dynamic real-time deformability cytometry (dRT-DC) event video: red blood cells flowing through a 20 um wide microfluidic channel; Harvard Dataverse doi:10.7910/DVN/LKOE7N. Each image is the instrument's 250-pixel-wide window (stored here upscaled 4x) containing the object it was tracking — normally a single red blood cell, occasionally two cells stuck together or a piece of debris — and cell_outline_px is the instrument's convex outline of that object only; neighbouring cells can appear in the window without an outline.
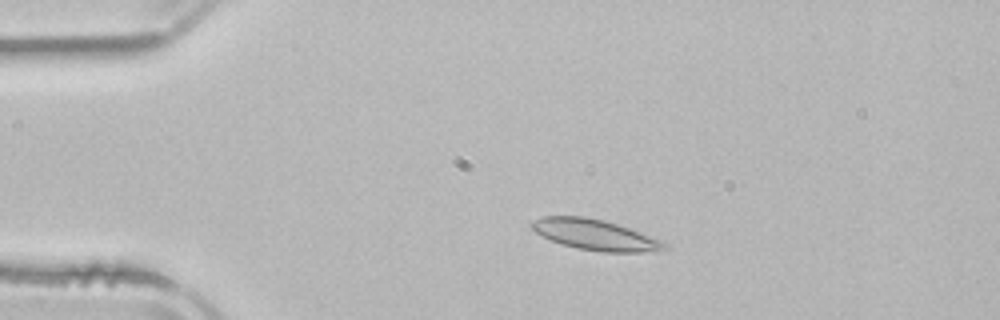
{"species": "common noctule bat (a hibernating species)", "species_latin": "Nyctalus noctula", "temperature_condition": "room temperature", "stored_images_in_passage": 3, "camera_frame_rate_fps": 3000, "um_per_image_px": 0.085, "animal": {"sex": "male", "body_mass_g": 21.5, "forearm_length_mm": 52.0}, "frame": {"image": 1, "passage_image": 2, "time_ms": 1.333, "image_size_px": [1000, 320], "cell_outline_px": [[668, 248], [640, 252], [600, 252], [576, 248], [560, 244], [528, 228], [528, 224], [532, 220], [544, 216], [584, 216], [604, 220], [628, 228], [660, 240], [668, 244]], "centroid_in_image_um": [50.5, 19.95], "position_along_channel_um": 34.5, "area_um2": 23.58}}